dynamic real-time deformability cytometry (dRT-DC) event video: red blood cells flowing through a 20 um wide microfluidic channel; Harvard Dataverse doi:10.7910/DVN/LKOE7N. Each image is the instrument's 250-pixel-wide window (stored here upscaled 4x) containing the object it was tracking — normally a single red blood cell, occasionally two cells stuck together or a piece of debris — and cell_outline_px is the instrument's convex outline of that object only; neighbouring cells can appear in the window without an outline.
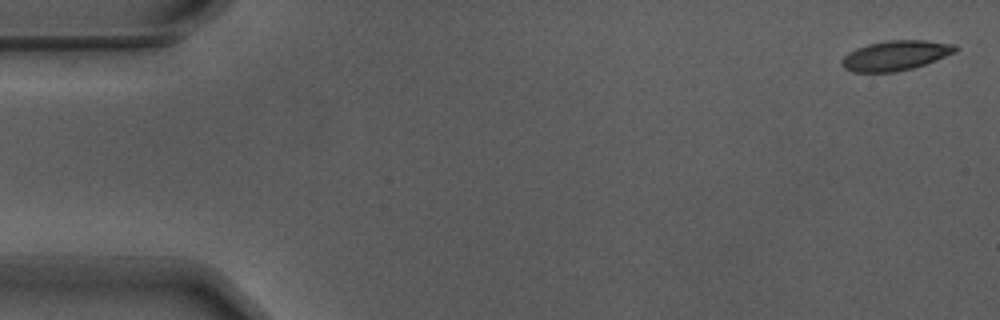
{"species": "Egyptian fruit bat (a non-hibernating species)", "species_latin": "Rousettus aegyptiacus", "temperature_condition": "warm", "stored_images_in_passage": 55, "camera_frame_rate_fps": 3000, "um_per_image_px": 0.085, "animal": {"sex": "male"}, "frame": {"image": 1, "passage_image": 1, "time_ms": 0.0, "image_size_px": [1000, 320], "cell_outline_px": [[960, 48], [956, 52], [924, 64], [912, 68], [896, 72], [852, 72], [844, 68], [840, 64], [840, 60], [848, 52], [856, 48], [868, 44], [888, 40], [924, 40], [956, 44]], "centroid_in_image_um": [76.1, 4.71], "position_along_channel_um": 8.9, "area_um2": 19.88}}
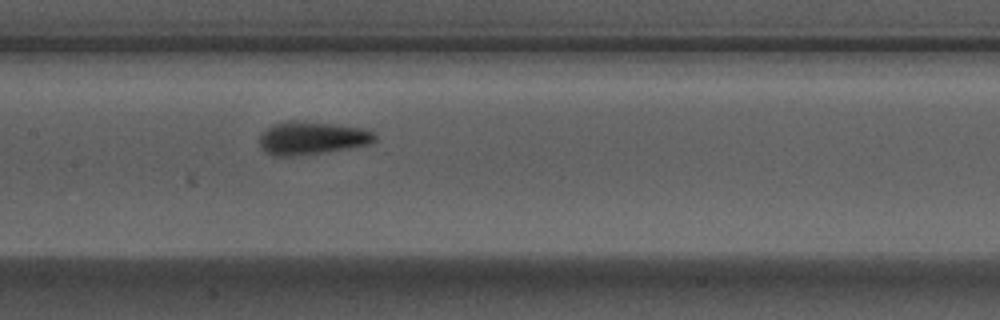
{"frame": {"image": 2, "passage_image": 26, "time_ms": 8.333, "image_size_px": [1000, 320], "cell_outline_px": [[376, 140], [368, 144], [348, 148], [324, 152], [296, 156], [272, 156], [260, 148], [260, 132], [264, 128], [272, 124], [288, 120], [296, 120], [332, 124], [364, 128], [372, 132], [376, 136]], "centroid_in_image_um": [26.44, 11.73], "position_along_channel_um": 181.0, "area_um2": 22.37}}
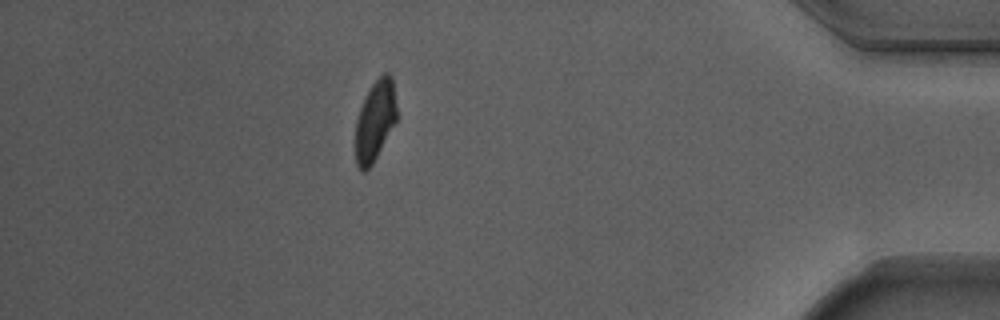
{"frame": {"image": 3, "passage_image": 48, "time_ms": 15.667, "image_size_px": [1000, 320], "cell_outline_px": [[396, 120], [372, 164], [364, 172], [360, 172], [356, 164], [356, 120], [360, 108], [372, 84], [384, 72], [388, 72], [392, 76], [396, 108]], "centroid_in_image_um": [31.87, 10.26], "position_along_channel_um": 403.3, "area_um2": 18.9}, "authors_computed_cell_mechanics": {"area_um2": 20.6346, "velocity_mm_per_s": 3.7086, "shape_relaxation_time_tau1_ms": 2.6094, "shape_relaxation_time_tau2_ms": 1.0001, "deformation_change_tau1": 0.1514, "deformation_change_tau2": 0.0778}}